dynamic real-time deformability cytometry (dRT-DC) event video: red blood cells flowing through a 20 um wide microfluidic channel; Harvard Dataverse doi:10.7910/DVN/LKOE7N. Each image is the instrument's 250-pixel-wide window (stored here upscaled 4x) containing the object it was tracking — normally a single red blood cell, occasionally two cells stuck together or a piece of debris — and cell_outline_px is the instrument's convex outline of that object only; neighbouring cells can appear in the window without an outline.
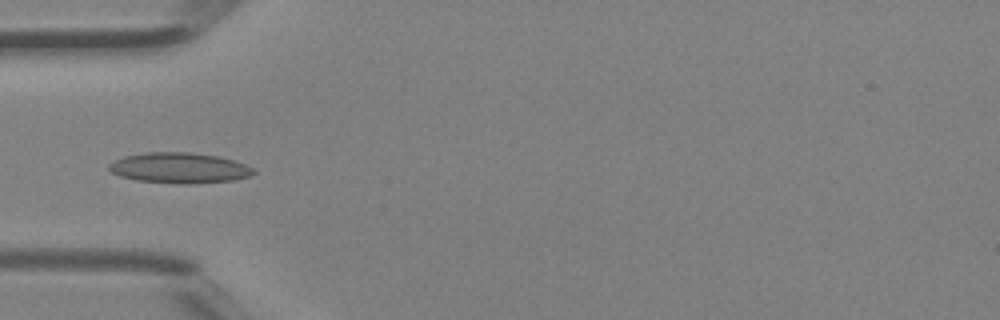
{"species": "Egyptian fruit bat (a non-hibernating species)", "species_latin": "Rousettus aegyptiacus", "temperature_condition": "room temperature", "stored_images_in_passage": 4, "camera_frame_rate_fps": 3000, "um_per_image_px": 0.085, "animal": {"sex": "female"}, "frame": {"image": 1, "passage_image": 4, "time_ms": 1.0, "image_size_px": [1000, 320], "cell_outline_px": [[256, 172], [248, 176], [232, 180], [188, 184], [184, 184], [136, 180], [120, 176], [112, 172], [108, 168], [108, 164], [124, 156], [144, 152], [188, 152], [216, 156], [232, 160], [244, 164], [252, 168]], "centroid_in_image_um": [15.2, 14.27], "position_along_channel_um": 69.8, "area_um2": 25.43}}